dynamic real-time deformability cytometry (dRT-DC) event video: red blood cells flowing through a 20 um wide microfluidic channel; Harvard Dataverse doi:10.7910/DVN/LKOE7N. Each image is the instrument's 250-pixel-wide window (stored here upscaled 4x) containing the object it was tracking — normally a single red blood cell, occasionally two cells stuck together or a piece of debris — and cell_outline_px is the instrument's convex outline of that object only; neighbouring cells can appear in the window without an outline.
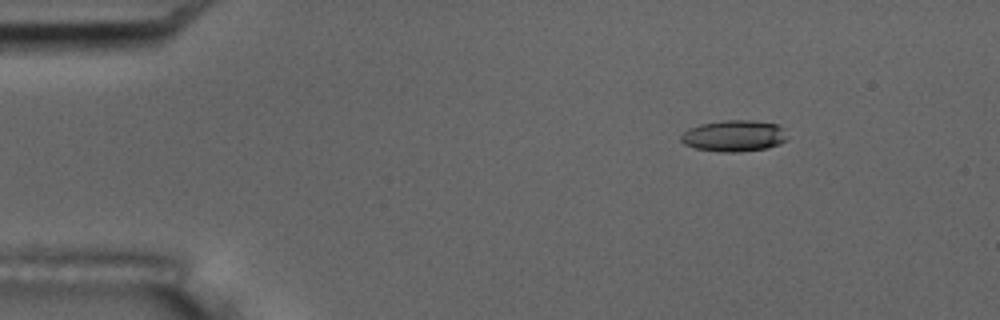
{"species": "common noctule bat (a hibernating species)", "species_latin": "Nyctalus noctula", "temperature_condition": "room temperature", "stored_images_in_passage": 4, "camera_frame_rate_fps": 3000, "um_per_image_px": 0.085, "animal": {"sex": "male", "body_mass_g": 17.5, "forearm_length_mm": 52.3}, "frame": {"image": 1, "passage_image": 2, "time_ms": 1.333, "image_size_px": [1000, 320], "cell_outline_px": [[788, 140], [780, 144], [768, 148], [740, 152], [720, 152], [696, 148], [684, 144], [680, 140], [680, 136], [688, 128], [700, 124], [724, 120], [752, 120], [780, 124], [784, 128], [788, 136]], "centroid_in_image_um": [62.44, 11.54], "position_along_channel_um": 22.6, "area_um2": 19.83}}